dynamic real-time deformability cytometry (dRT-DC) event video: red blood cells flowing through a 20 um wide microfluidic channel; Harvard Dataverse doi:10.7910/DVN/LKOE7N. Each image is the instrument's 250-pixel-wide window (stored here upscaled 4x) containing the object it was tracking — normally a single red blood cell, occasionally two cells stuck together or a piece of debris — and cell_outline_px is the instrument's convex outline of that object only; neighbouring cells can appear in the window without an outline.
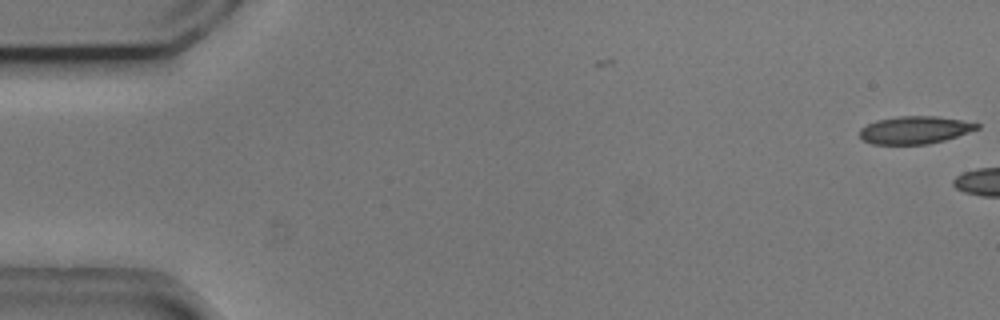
{"species": "common noctule bat (a hibernating species)", "species_latin": "Nyctalus noctula", "temperature_condition": "cold", "stored_images_in_passage": 5, "camera_frame_rate_fps": 3000, "um_per_image_px": 0.085, "animal": {"sex": "male", "body_mass_g": 20.5, "forearm_length_mm": 52.5}, "frame": {"image": 1, "passage_image": 5, "time_ms": 1.333, "image_size_px": [1000, 320], "cell_outline_px": [[980, 128], [944, 140], [928, 144], [872, 144], [864, 140], [860, 136], [860, 128], [876, 120], [900, 116], [940, 116], [980, 124]], "centroid_in_image_um": [77.75, 11.04], "position_along_channel_um": 7.2, "area_um2": 18.73}}